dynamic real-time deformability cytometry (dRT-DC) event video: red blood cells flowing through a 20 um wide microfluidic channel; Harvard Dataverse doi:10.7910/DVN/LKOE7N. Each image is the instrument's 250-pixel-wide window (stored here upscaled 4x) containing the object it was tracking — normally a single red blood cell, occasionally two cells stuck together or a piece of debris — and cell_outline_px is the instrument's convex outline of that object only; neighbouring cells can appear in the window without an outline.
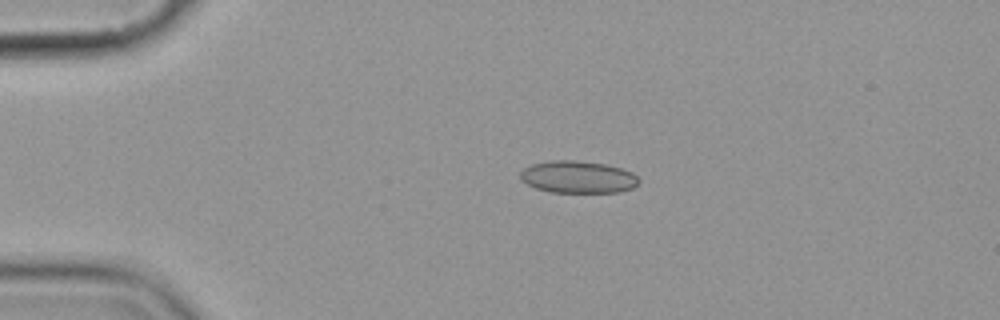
{"species": "common noctule bat (a hibernating species)", "species_latin": "Nyctalus noctula", "temperature_condition": "cold", "stored_images_in_passage": 14, "camera_frame_rate_fps": 3000, "um_per_image_px": 0.085, "animal": {"sex": "female", "body_mass_g": 19.9}, "frame": {"image": 1, "passage_image": 3, "time_ms": 2.333, "image_size_px": [1000, 320], "cell_outline_px": [[640, 180], [632, 188], [620, 192], [552, 192], [536, 188], [520, 180], [520, 172], [524, 168], [532, 164], [552, 160], [572, 160], [604, 164], [620, 168], [632, 172]], "centroid_in_image_um": [49.11, 15.05], "position_along_channel_um": 35.9, "area_um2": 22.08}}
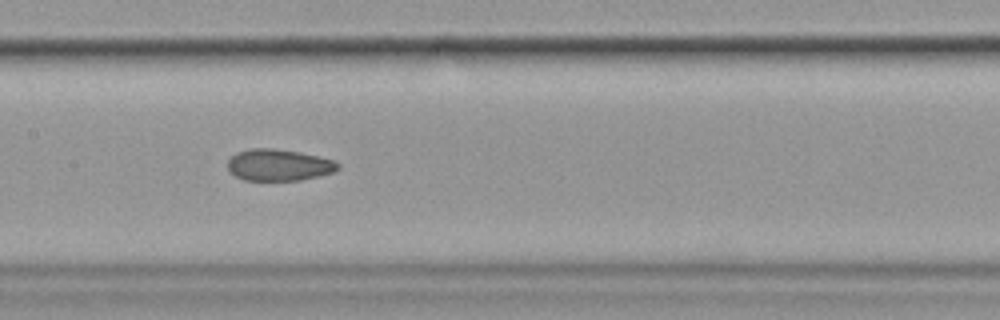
{"frame": {"image": 2, "passage_image": 7, "time_ms": 7.667, "image_size_px": [1000, 320], "cell_outline_px": [[340, 168], [332, 172], [320, 176], [300, 180], [244, 180], [228, 172], [228, 160], [236, 152], [252, 148], [272, 148], [300, 152], [336, 160], [340, 164]], "centroid_in_image_um": [23.7, 14.02], "position_along_channel_um": 183.7, "area_um2": 20.46}}
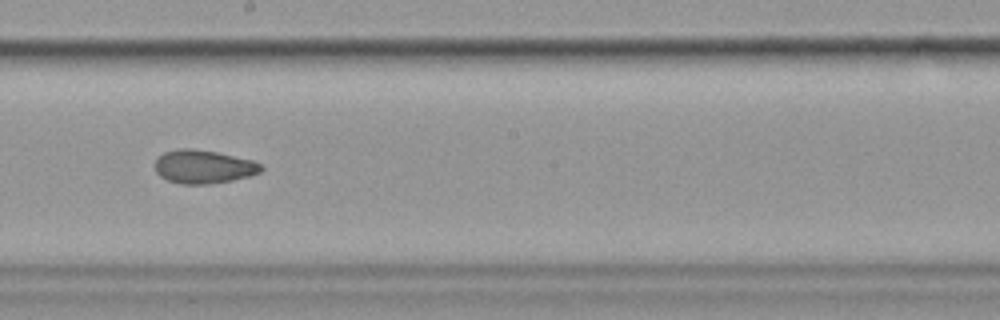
{"frame": {"image": 3, "passage_image": 8, "time_ms": 9.0, "image_size_px": [1000, 320], "cell_outline_px": [[264, 168], [260, 172], [248, 176], [232, 180], [208, 184], [180, 184], [168, 180], [160, 176], [156, 172], [156, 160], [164, 152], [180, 148], [192, 148], [216, 152], [252, 160], [260, 164]], "centroid_in_image_um": [17.29, 14.17], "position_along_channel_um": 230.9, "area_um2": 20.52}, "authors_computed_cell_mechanics": {"area_um2": 21.2993, "velocity_mm_per_s": 3.5731, "shape_relaxation_time_tau1_ms": null, "shape_relaxation_time_tau2_ms": 3.451, "deformation_change_tau1": null, "deformation_change_tau2": 0.0537}}